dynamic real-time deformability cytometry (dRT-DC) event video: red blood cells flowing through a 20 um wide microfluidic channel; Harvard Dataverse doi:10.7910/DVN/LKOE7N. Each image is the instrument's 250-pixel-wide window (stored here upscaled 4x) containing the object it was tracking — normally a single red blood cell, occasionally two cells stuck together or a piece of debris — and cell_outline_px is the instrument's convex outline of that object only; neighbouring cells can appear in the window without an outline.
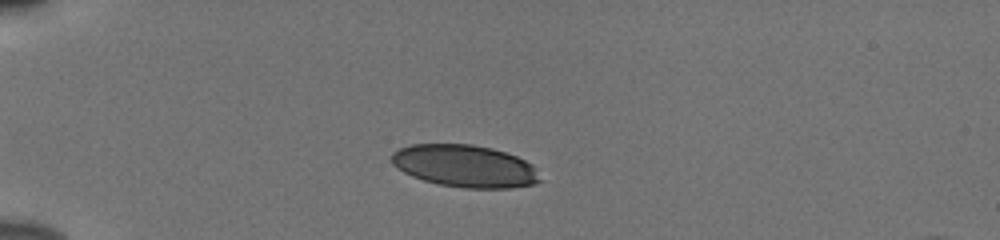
{"species": "human", "species_latin": "Homo sapiens", "temperature_condition": "cold", "stored_images_in_passage": 40, "camera_frame_rate_fps": 3000, "um_per_image_px": 0.085, "donor": {"sex": "male"}, "frame": {"image": 1, "passage_image": 1, "time_ms": 0.0, "image_size_px": [1000, 240], "cell_outline_px": [[540, 180], [536, 184], [512, 188], [464, 188], [440, 184], [424, 180], [412, 176], [396, 168], [392, 164], [392, 152], [400, 148], [412, 144], [472, 144], [492, 148], [516, 156], [532, 164]], "centroid_in_image_um": [39.5, 14.11], "position_along_channel_um": 45.5, "area_um2": 36.47}}
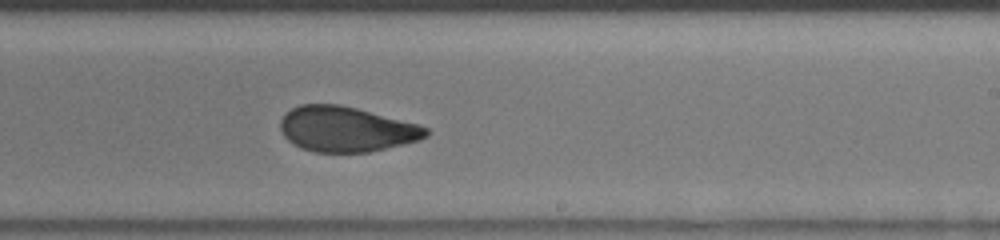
{"frame": {"image": 2, "passage_image": 21, "time_ms": 6.667, "image_size_px": [1000, 240], "cell_outline_px": [[428, 136], [420, 140], [368, 152], [316, 152], [300, 148], [292, 144], [284, 136], [280, 128], [280, 120], [292, 108], [300, 104], [340, 104], [420, 124], [428, 128]], "centroid_in_image_um": [29.43, 10.98], "position_along_channel_um": 259.6, "area_um2": 38.38}}
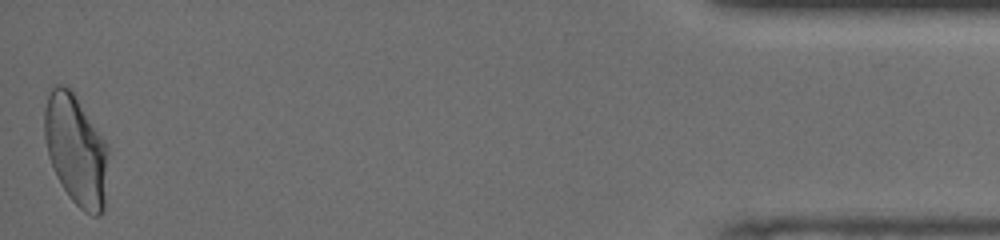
{"frame": {"image": 3, "passage_image": 40, "time_ms": 13.0, "image_size_px": [1000, 240], "cell_outline_px": [[108, 152], [104, 212], [100, 216], [92, 216], [84, 212], [68, 196], [56, 176], [48, 156], [44, 136], [44, 108], [48, 96], [52, 88], [56, 84], [64, 84], [72, 88], [108, 144]], "centroid_in_image_um": [6.47, 12.73], "position_along_channel_um": 428.7, "area_um2": 41.73}, "authors_computed_cell_mechanics": {"area_um2": 38.8705, "velocity_mm_per_s": 3.8383, "shape_relaxation_time_tau1_ms": 4.4856, "shape_relaxation_time_tau2_ms": 1.2624, "deformation_change_tau1": 0.1446, "deformation_change_tau2": 0.0639}}